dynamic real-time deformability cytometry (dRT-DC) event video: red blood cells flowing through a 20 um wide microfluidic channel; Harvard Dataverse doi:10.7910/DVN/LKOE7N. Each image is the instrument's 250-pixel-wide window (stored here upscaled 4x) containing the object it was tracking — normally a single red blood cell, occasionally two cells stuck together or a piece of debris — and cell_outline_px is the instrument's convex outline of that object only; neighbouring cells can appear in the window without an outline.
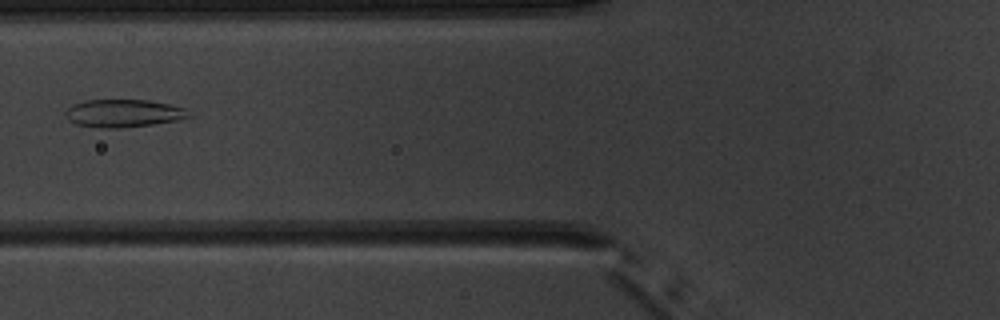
{"species": "common noctule bat (a hibernating species)", "species_latin": "Nyctalus noctula", "temperature_condition": "warm", "stored_images_in_passage": 3, "camera_frame_rate_fps": 3000, "um_per_image_px": 0.085, "animal": {"sex": "male", "body_mass_g": 20.1, "forearm_length_mm": 53.5}, "frame": {"image": 1, "passage_image": 3, "time_ms": 2.333, "image_size_px": [1000, 320], "cell_outline_px": [[192, 116], [176, 120], [152, 124], [120, 128], [100, 128], [76, 124], [68, 120], [64, 116], [64, 112], [72, 104], [84, 100], [148, 100], [172, 104], [184, 108]], "centroid_in_image_um": [10.45, 9.62], "position_along_channel_um": 115.3, "area_um2": 20.06}}